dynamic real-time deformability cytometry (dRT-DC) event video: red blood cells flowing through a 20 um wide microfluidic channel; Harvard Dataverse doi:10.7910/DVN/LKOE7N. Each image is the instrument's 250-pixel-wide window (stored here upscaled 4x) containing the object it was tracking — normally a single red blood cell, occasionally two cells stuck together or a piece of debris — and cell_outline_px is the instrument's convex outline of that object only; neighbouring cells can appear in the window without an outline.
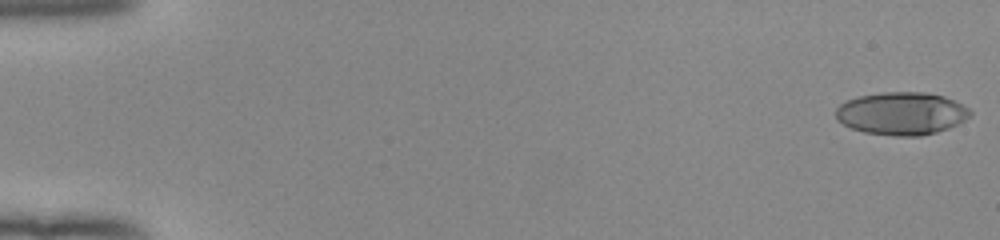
{"species": "human", "species_latin": "Homo sapiens", "temperature_condition": "room temperature", "stored_images_in_passage": 52, "camera_frame_rate_fps": 3000, "um_per_image_px": 0.085, "donor": {"sex": "female"}, "frame": {"image": 1, "passage_image": 1, "time_ms": 0.0, "image_size_px": [1000, 240], "cell_outline_px": [[972, 116], [948, 128], [936, 132], [920, 136], [892, 136], [864, 132], [852, 128], [836, 120], [836, 108], [840, 104], [848, 100], [860, 96], [884, 92], [924, 92], [944, 96], [968, 108], [972, 112]], "centroid_in_image_um": [76.63, 9.65], "position_along_channel_um": 8.4, "area_um2": 33.35}}
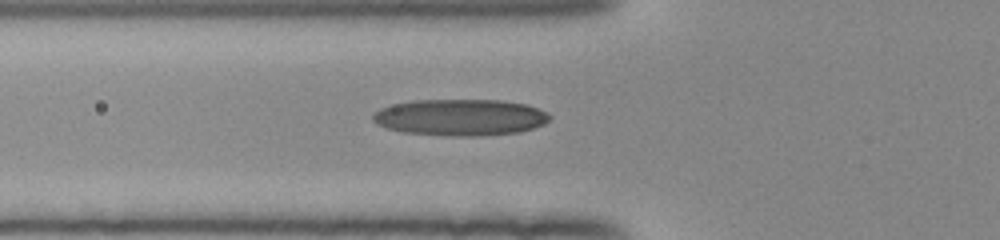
{"frame": {"image": 2, "passage_image": 20, "time_ms": 6.333, "image_size_px": [1000, 240], "cell_outline_px": [[552, 116], [544, 124], [520, 132], [480, 136], [452, 136], [404, 132], [388, 128], [376, 124], [372, 120], [372, 112], [380, 108], [396, 104], [416, 100], [500, 100], [528, 104], [548, 112]], "centroid_in_image_um": [39.15, 9.97], "position_along_channel_um": 86.7, "area_um2": 37.74}}
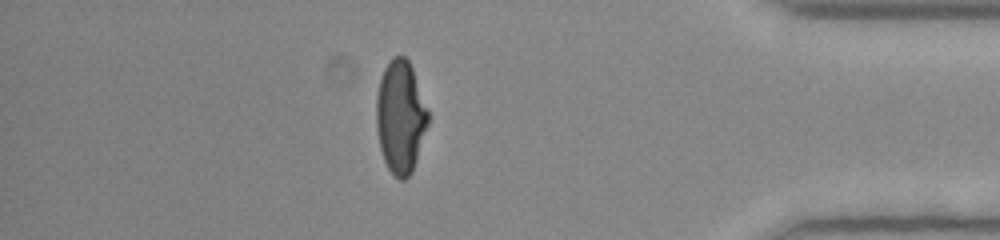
{"frame": {"image": 3, "passage_image": 46, "time_ms": 15.0, "image_size_px": [1000, 240], "cell_outline_px": [[428, 124], [412, 172], [404, 180], [400, 180], [388, 168], [384, 160], [380, 148], [376, 128], [376, 96], [380, 80], [384, 68], [396, 56], [404, 56], [408, 60], [412, 68], [428, 108]], "centroid_in_image_um": [34.04, 9.94], "position_along_channel_um": 401.2, "area_um2": 33.76}, "authors_computed_cell_mechanics": {"area_um2": 34.3043, "velocity_mm_per_s": 3.9941, "shape_relaxation_time_tau1_ms": 7.9406, "shape_relaxation_time_tau2_ms": 1.4016, "deformation_change_tau1": 0.2876, "deformation_change_tau2": 0.0852}}